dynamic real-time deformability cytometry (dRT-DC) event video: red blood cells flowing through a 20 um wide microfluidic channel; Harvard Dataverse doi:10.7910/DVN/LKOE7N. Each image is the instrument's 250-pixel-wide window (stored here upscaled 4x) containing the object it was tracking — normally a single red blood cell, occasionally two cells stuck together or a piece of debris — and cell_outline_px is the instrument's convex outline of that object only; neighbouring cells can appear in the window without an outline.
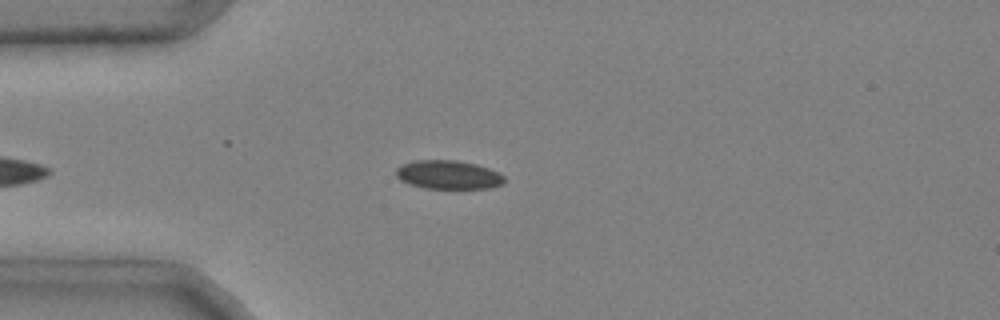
{"species": "common noctule bat (a hibernating species)", "species_latin": "Nyctalus noctula", "temperature_condition": "cold", "stored_images_in_passage": 38, "camera_frame_rate_fps": 3000, "um_per_image_px": 0.085, "animal": {"sex": "male", "body_mass_g": 20.4}, "frame": {"image": 1, "passage_image": 3, "time_ms": 0.667, "image_size_px": [1000, 320], "cell_outline_px": [[504, 184], [492, 188], [424, 188], [408, 184], [400, 180], [396, 176], [396, 168], [400, 164], [416, 160], [456, 160], [476, 164], [500, 172], [504, 176]], "centroid_in_image_um": [38.1, 14.85], "position_along_channel_um": 46.9, "area_um2": 18.32}}
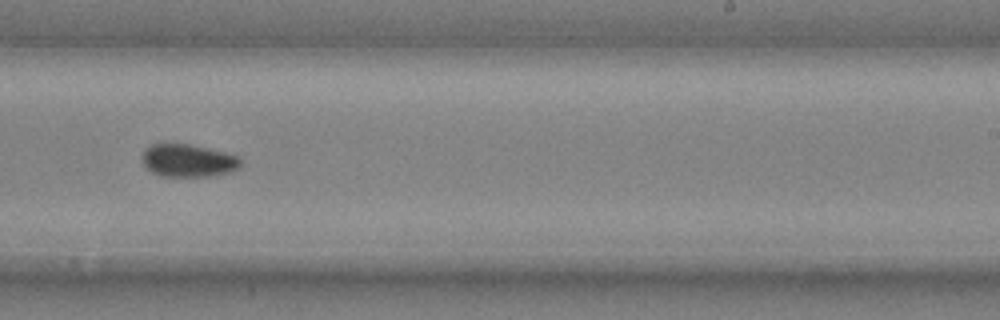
{"frame": {"image": 2, "passage_image": 21, "time_ms": 6.667, "image_size_px": [1000, 320], "cell_outline_px": [[240, 168], [232, 172], [212, 176], [160, 176], [152, 172], [144, 164], [144, 148], [152, 144], [188, 144], [224, 152], [236, 156], [240, 160]], "centroid_in_image_um": [16.01, 13.66], "position_along_channel_um": 273.0, "area_um2": 18.55}}
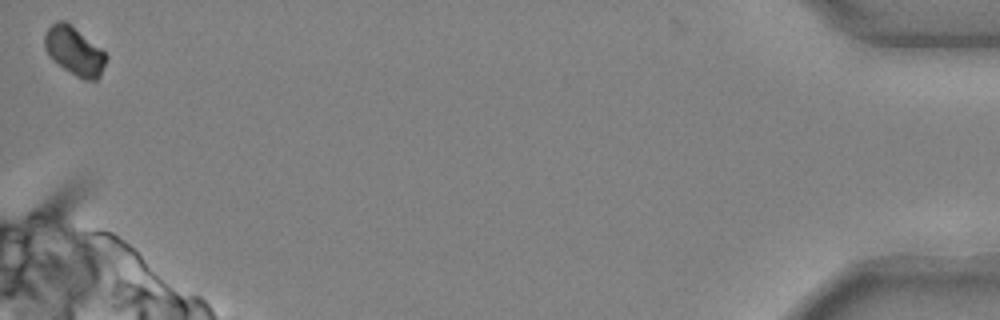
{"frame": {"image": 3, "passage_image": 38, "time_ms": 12.333, "image_size_px": [1000, 320], "cell_outline_px": [[108, 56], [100, 76], [96, 80], [84, 80], [76, 76], [52, 60], [48, 56], [44, 48], [44, 36], [48, 28], [56, 20], [64, 20], [100, 48]], "centroid_in_image_um": [6.3, 4.35], "position_along_channel_um": 428.9, "area_um2": 17.17}}